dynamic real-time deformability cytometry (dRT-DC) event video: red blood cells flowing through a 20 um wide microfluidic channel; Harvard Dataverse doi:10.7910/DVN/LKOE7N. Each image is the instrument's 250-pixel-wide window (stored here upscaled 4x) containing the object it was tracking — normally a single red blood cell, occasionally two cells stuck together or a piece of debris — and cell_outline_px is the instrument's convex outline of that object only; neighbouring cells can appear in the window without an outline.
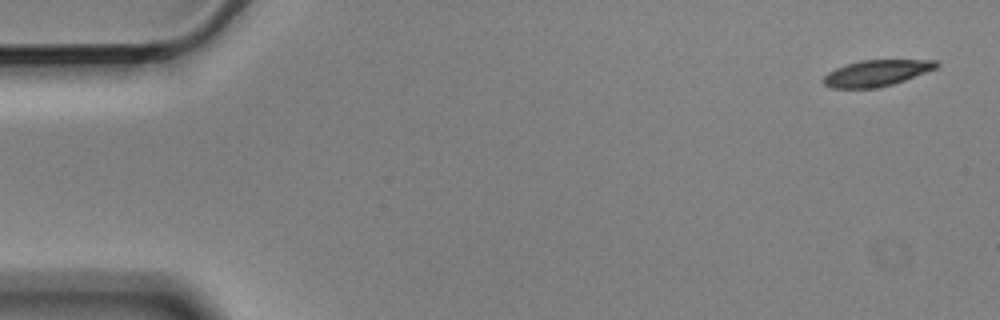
{"species": "Egyptian fruit bat (a non-hibernating species)", "species_latin": "Rousettus aegyptiacus", "temperature_condition": "cold", "stored_images_in_passage": 4, "camera_frame_rate_fps": 3000, "um_per_image_px": 0.085, "animal": {"sex": "male"}, "frame": {"image": 1, "passage_image": 1, "time_ms": 0.0, "image_size_px": [1000, 320], "cell_outline_px": [[940, 64], [936, 68], [904, 80], [892, 84], [876, 88], [832, 88], [824, 84], [824, 76], [828, 72], [836, 68], [860, 60], [936, 60]], "centroid_in_image_um": [74.5, 6.21], "position_along_channel_um": 10.5, "area_um2": 16.99}}
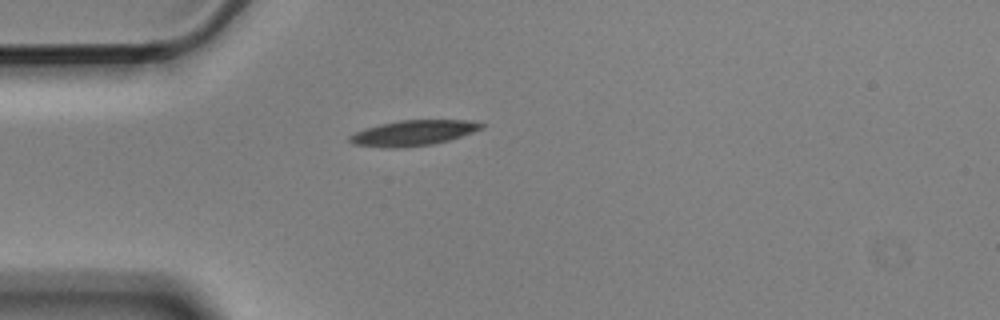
{"frame": {"image": 2, "passage_image": 4, "time_ms": 1.0, "image_size_px": [1000, 320], "cell_outline_px": [[484, 128], [448, 140], [432, 144], [396, 148], [392, 148], [352, 144], [348, 140], [348, 136], [364, 128], [380, 124], [400, 120], [472, 120], [484, 124]], "centroid_in_image_um": [35.11, 11.29], "position_along_channel_um": 49.9, "area_um2": 19.36}}